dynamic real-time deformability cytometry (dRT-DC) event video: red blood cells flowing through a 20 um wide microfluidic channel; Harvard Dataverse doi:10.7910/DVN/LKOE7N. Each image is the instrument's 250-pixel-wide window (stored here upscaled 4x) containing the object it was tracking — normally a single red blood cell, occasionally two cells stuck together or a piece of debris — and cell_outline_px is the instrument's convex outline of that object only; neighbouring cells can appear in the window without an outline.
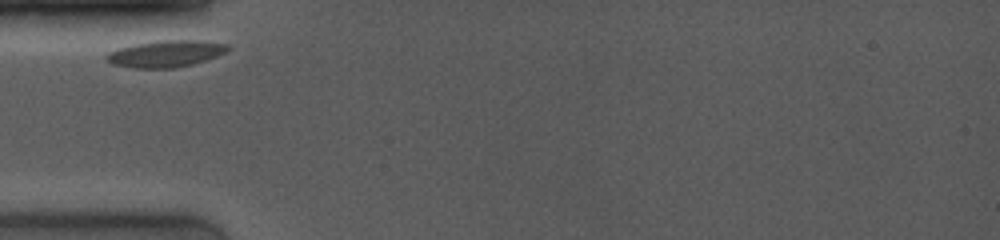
{"species": "common noctule bat (a hibernating species)", "species_latin": "Nyctalus noctula", "temperature_condition": "room temperature", "stored_images_in_passage": 18, "camera_frame_rate_fps": 4000, "um_per_image_px": 0.085, "animal": {"sex": "female", "body_mass_g": 19.0, "forearm_length_mm": 53.3}, "frame": {"image": 1, "passage_image": 1, "time_ms": 0.0, "image_size_px": [1000, 240], "cell_outline_px": [[232, 48], [228, 52], [192, 64], [172, 68], [132, 68], [112, 64], [104, 60], [104, 56], [108, 52], [116, 48], [132, 44], [156, 40], [200, 40], [228, 44]], "centroid_in_image_um": [14.04, 4.55], "position_along_channel_um": 71.0, "area_um2": 19.25}}
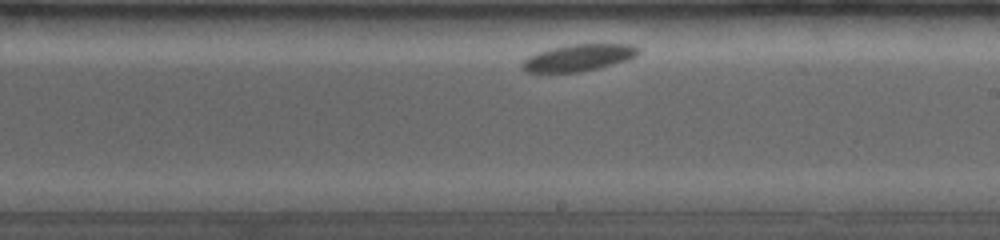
{"frame": {"image": 2, "passage_image": 11, "time_ms": 5.0, "image_size_px": [1000, 240], "cell_outline_px": [[640, 52], [636, 56], [628, 60], [600, 68], [580, 72], [528, 72], [520, 68], [520, 64], [528, 56], [536, 52], [552, 48], [572, 44], [632, 44], [640, 48]], "centroid_in_image_um": [49.19, 4.9], "position_along_channel_um": 239.8, "area_um2": 18.32}}
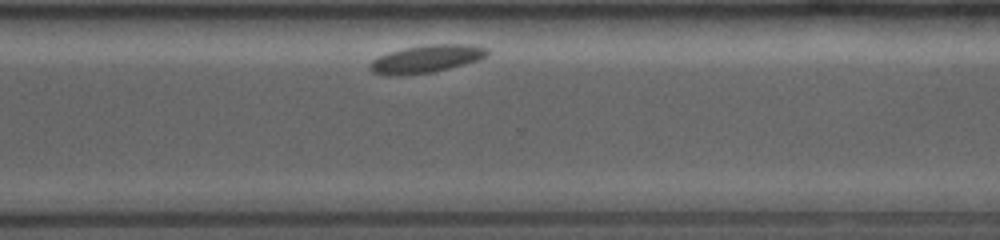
{"frame": {"image": 3, "passage_image": 16, "time_ms": 7.75, "image_size_px": [1000, 240], "cell_outline_px": [[488, 56], [480, 60], [432, 72], [404, 76], [388, 76], [372, 72], [368, 68], [368, 64], [372, 60], [380, 56], [404, 48], [428, 44], [468, 44], [488, 48]], "centroid_in_image_um": [36.23, 5.02], "position_along_channel_um": 334.4, "area_um2": 19.07}}